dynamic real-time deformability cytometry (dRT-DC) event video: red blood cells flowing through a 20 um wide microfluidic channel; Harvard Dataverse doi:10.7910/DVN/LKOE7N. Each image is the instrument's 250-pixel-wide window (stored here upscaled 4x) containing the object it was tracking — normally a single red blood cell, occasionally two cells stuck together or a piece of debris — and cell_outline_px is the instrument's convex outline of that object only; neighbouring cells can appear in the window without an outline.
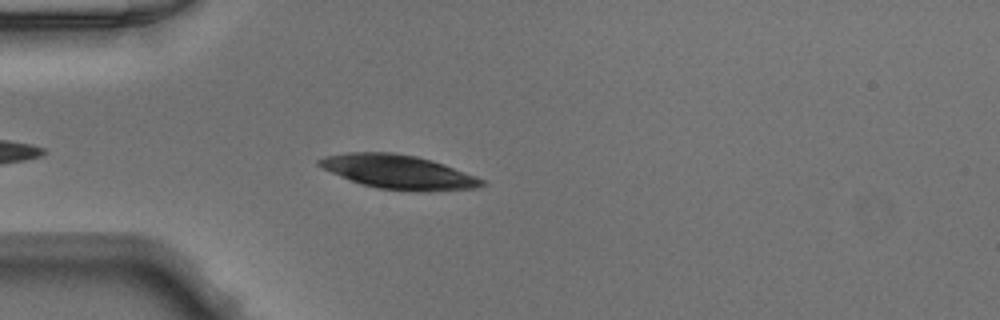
{"species": "Egyptian fruit bat (a non-hibernating species)", "species_latin": "Rousettus aegyptiacus", "temperature_condition": "warm", "stored_images_in_passage": 23, "camera_frame_rate_fps": 3000, "um_per_image_px": 0.085, "animal": {"sex": "male"}, "frame": {"image": 1, "passage_image": 5, "time_ms": 1.333, "image_size_px": [1000, 320], "cell_outline_px": [[484, 184], [476, 188], [420, 192], [380, 188], [360, 184], [332, 172], [316, 164], [316, 160], [324, 156], [348, 152], [392, 152], [416, 156], [432, 160], [444, 164], [476, 176], [484, 180]], "centroid_in_image_um": [33.86, 14.61], "position_along_channel_um": 51.1, "area_um2": 32.08}}
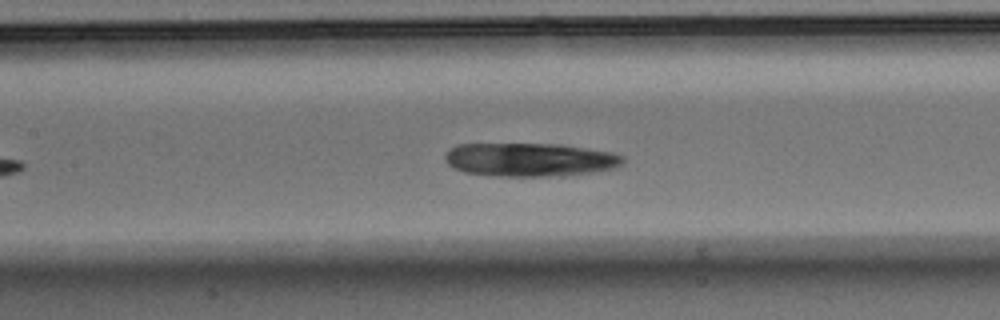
{"frame": {"image": 2, "passage_image": 14, "time_ms": 4.333, "image_size_px": [1000, 320], "cell_outline_px": [[624, 164], [616, 168], [592, 172], [564, 176], [500, 176], [464, 172], [448, 164], [444, 160], [444, 156], [448, 148], [456, 144], [560, 144], [612, 152], [624, 156]], "centroid_in_image_um": [45.05, 13.57], "position_along_channel_um": 162.3, "area_um2": 35.03}}
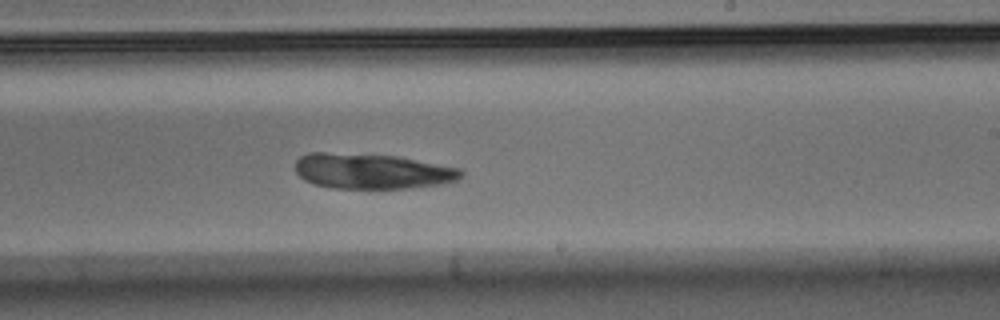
{"frame": {"image": 3, "passage_image": 21, "time_ms": 6.667, "image_size_px": [1000, 320], "cell_outline_px": [[464, 176], [460, 180], [444, 184], [412, 188], [332, 188], [312, 184], [304, 180], [296, 172], [296, 160], [300, 156], [308, 152], [324, 152], [396, 156], [460, 168], [464, 172]], "centroid_in_image_um": [31.65, 14.56], "position_along_channel_um": 257.3, "area_um2": 34.45}}